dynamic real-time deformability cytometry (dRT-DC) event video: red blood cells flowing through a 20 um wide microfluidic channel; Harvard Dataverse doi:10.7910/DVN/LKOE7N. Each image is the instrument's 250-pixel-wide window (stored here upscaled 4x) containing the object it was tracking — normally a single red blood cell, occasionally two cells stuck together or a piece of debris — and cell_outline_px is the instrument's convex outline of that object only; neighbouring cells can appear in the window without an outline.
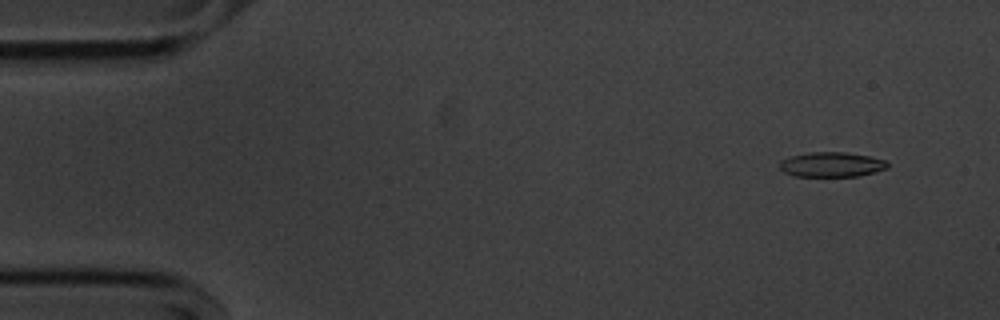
{"species": "common noctule bat (a hibernating species)", "species_latin": "Nyctalus noctula", "temperature_condition": "cold", "stored_images_in_passage": 55, "camera_frame_rate_fps": 3000, "um_per_image_px": 0.085, "animal": {"sex": "male", "body_mass_g": 20.1, "forearm_length_mm": 53.5}, "frame": {"image": 1, "passage_image": 4, "time_ms": 1.0, "image_size_px": [1000, 320], "cell_outline_px": [[888, 168], [860, 176], [792, 176], [784, 172], [780, 168], [780, 160], [792, 156], [808, 152], [844, 152], [872, 156], [884, 160], [888, 164]], "centroid_in_image_um": [70.69, 13.98], "position_along_channel_um": 14.3, "area_um2": 15.66}}
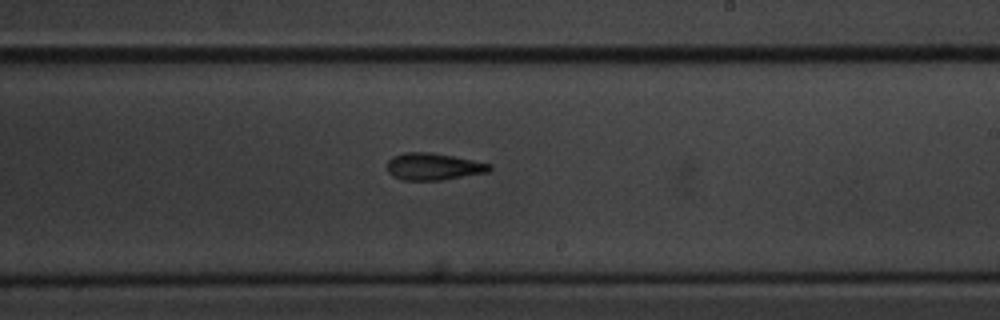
{"frame": {"image": 2, "passage_image": 32, "time_ms": 10.333, "image_size_px": [1000, 320], "cell_outline_px": [[492, 168], [488, 172], [444, 180], [404, 180], [392, 176], [388, 172], [388, 160], [392, 156], [404, 152], [428, 152], [452, 156], [492, 164]], "centroid_in_image_um": [36.83, 14.16], "position_along_channel_um": 252.2, "area_um2": 16.13}}
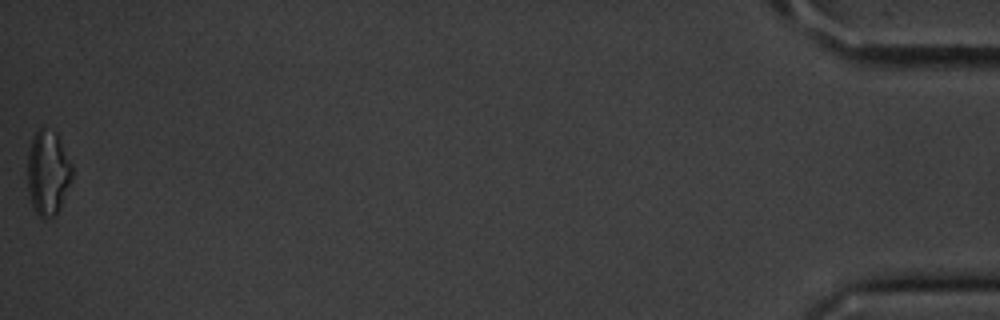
{"frame": {"image": 3, "passage_image": 55, "time_ms": 18.0, "image_size_px": [1000, 320], "cell_outline_px": [[72, 180], [60, 208], [52, 216], [44, 220], [36, 212], [32, 204], [28, 192], [28, 152], [32, 136], [40, 128], [44, 128], [56, 132], [72, 164]], "centroid_in_image_um": [4.08, 14.68], "position_along_channel_um": 431.1, "area_um2": 22.02}, "authors_computed_cell_mechanics": {"area_um2": 16.473, "velocity_mm_per_s": 3.5994, "shape_relaxation_time_tau1_ms": null, "shape_relaxation_time_tau2_ms": 3.0102, "deformation_change_tau1": null, "deformation_change_tau2": 0.1138}}